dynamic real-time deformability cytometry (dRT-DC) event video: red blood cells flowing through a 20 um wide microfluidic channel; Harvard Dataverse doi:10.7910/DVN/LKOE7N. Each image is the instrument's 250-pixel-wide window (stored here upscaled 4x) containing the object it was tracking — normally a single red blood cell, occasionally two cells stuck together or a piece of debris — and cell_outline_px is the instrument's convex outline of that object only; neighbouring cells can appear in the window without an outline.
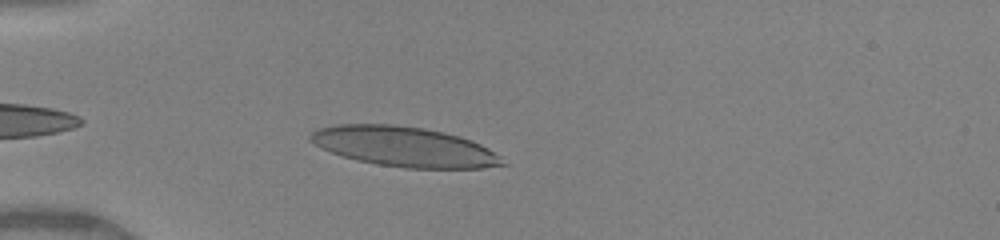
{"species": "human", "species_latin": "Homo sapiens", "temperature_condition": "warm", "stored_images_in_passage": 31, "camera_frame_rate_fps": 3000, "um_per_image_px": 0.085, "donor": {"sex": "female"}, "frame": {"image": 1, "passage_image": 4, "time_ms": 1.0, "image_size_px": [1000, 240], "cell_outline_px": [[508, 164], [480, 168], [404, 168], [376, 164], [356, 160], [332, 152], [308, 140], [308, 136], [312, 132], [320, 128], [336, 124], [392, 124], [424, 128], [444, 132], [460, 136], [472, 140], [488, 148], [500, 156]], "centroid_in_image_um": [34.37, 12.46], "position_along_channel_um": 50.6, "area_um2": 44.62}}
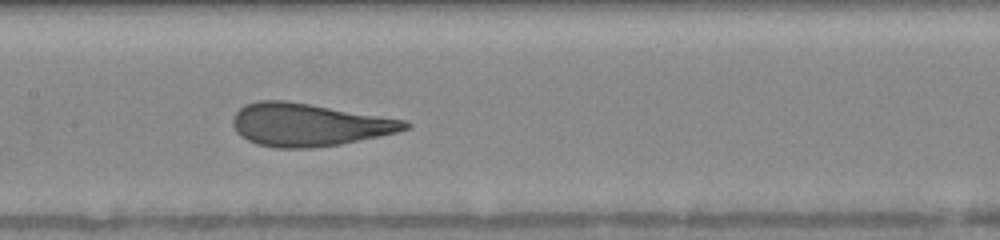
{"frame": {"image": 2, "passage_image": 15, "time_ms": 4.667, "image_size_px": [1000, 240], "cell_outline_px": [[412, 128], [396, 132], [340, 144], [312, 148], [276, 148], [256, 144], [240, 136], [236, 132], [232, 124], [232, 120], [236, 112], [244, 104], [260, 100], [284, 100], [312, 104], [408, 120], [412, 124]], "centroid_in_image_um": [26.25, 10.59], "position_along_channel_um": 181.2, "area_um2": 43.18}}
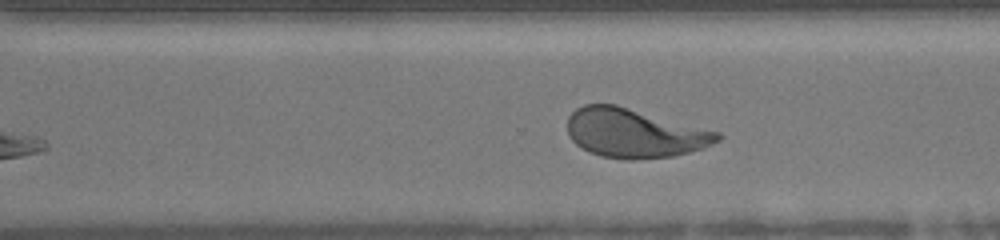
{"frame": {"image": 3, "passage_image": 25, "time_ms": 8.0, "image_size_px": [1000, 240], "cell_outline_px": [[724, 136], [720, 140], [704, 148], [672, 156], [632, 160], [628, 160], [600, 156], [588, 152], [576, 144], [568, 136], [568, 116], [576, 108], [584, 104], [616, 104], [720, 132]], "centroid_in_image_um": [53.92, 11.31], "position_along_channel_um": 316.7, "area_um2": 43.12}, "authors_computed_cell_mechanics": {"area_um2": 43.1188, "velocity_mm_per_s": 4.0904, "shape_relaxation_time_tau1_ms": 3.9473, "shape_relaxation_time_tau2_ms": null, "deformation_change_tau1": 0.1851, "deformation_change_tau2": null}}